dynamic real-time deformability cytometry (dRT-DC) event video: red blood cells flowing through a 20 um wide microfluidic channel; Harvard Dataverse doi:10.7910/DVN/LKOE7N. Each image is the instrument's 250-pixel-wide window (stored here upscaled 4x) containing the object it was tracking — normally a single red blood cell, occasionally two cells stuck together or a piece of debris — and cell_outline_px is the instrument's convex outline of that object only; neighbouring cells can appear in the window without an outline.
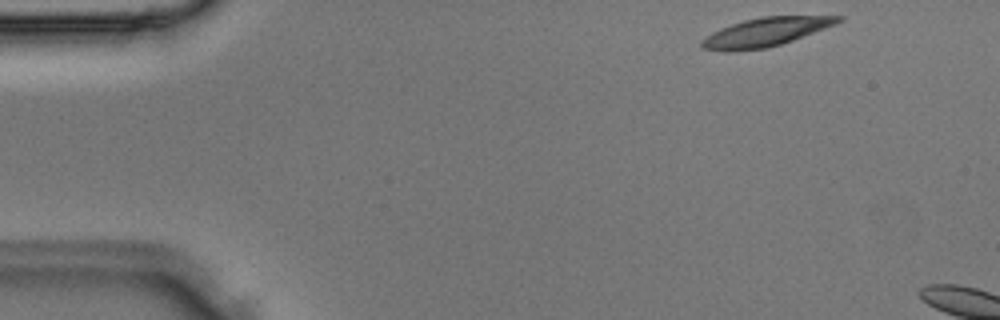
{"species": "Egyptian fruit bat (a non-hibernating species)", "species_latin": "Rousettus aegyptiacus", "temperature_condition": "room temperature", "stored_images_in_passage": 2, "camera_frame_rate_fps": 3000, "um_per_image_px": 0.085, "animal": {"sex": "male"}, "frame": {"image": 1, "passage_image": 1, "time_ms": 0.0, "image_size_px": [1000, 320], "cell_outline_px": [[844, 20], [824, 28], [792, 40], [768, 48], [732, 52], [728, 52], [700, 48], [700, 40], [712, 32], [720, 28], [744, 20], [760, 16], [844, 16]], "centroid_in_image_um": [65.0, 2.74], "position_along_channel_um": 20.0, "area_um2": 22.77}}